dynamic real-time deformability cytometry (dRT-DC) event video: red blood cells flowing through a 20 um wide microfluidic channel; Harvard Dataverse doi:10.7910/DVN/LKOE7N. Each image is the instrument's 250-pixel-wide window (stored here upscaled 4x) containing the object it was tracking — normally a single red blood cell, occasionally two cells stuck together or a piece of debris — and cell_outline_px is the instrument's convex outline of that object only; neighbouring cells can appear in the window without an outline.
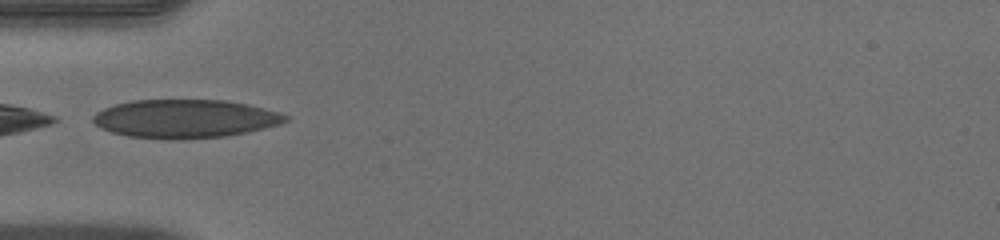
{"species": "human", "species_latin": "Homo sapiens", "temperature_condition": "warm", "stored_images_in_passage": 33, "camera_frame_rate_fps": 3000, "um_per_image_px": 0.085, "donor": {"sex": "male"}, "frame": {"image": 1, "passage_image": 1, "time_ms": 0.0, "image_size_px": [1000, 240], "cell_outline_px": [[288, 120], [280, 124], [248, 132], [224, 136], [128, 136], [112, 132], [100, 128], [92, 120], [92, 116], [96, 112], [104, 108], [116, 104], [132, 100], [224, 100], [248, 104], [280, 112], [288, 116]], "centroid_in_image_um": [15.75, 10.04], "position_along_channel_um": 69.2, "area_um2": 41.79}}
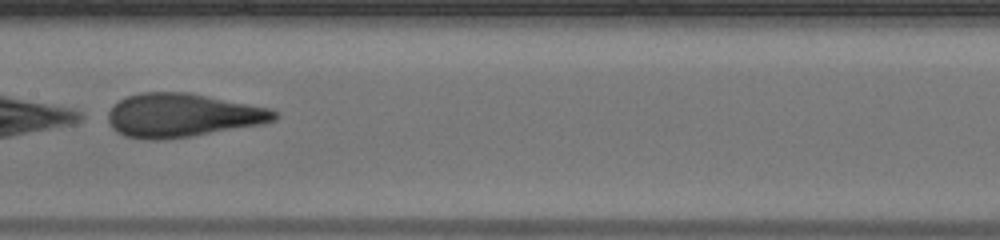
{"frame": {"image": 2, "passage_image": 10, "time_ms": 3.0, "image_size_px": [1000, 240], "cell_outline_px": [[280, 116], [276, 120], [264, 124], [192, 136], [160, 140], [144, 140], [124, 136], [116, 132], [112, 128], [108, 120], [108, 112], [112, 104], [128, 96], [144, 92], [188, 92], [268, 108], [276, 112]], "centroid_in_image_um": [15.48, 9.81], "position_along_channel_um": 191.9, "area_um2": 42.48}}